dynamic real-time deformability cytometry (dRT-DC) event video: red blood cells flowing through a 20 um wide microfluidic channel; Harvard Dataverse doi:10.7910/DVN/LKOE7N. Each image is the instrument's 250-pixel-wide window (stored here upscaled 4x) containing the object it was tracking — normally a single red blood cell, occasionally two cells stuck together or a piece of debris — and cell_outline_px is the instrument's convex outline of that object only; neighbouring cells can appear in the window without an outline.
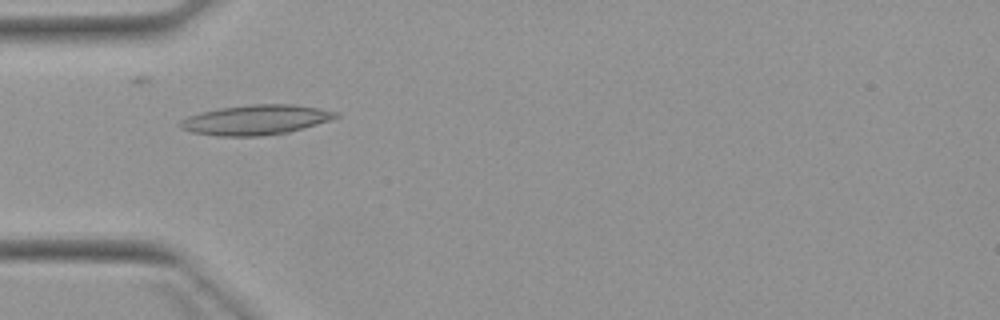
{"species": "Egyptian fruit bat (a non-hibernating species)", "species_latin": "Rousettus aegyptiacus", "temperature_condition": "warm", "stored_images_in_passage": 2, "camera_frame_rate_fps": 3000, "um_per_image_px": 0.085, "animal": {"sex": "female"}, "frame": {"image": 1, "passage_image": 2, "time_ms": 1.333, "image_size_px": [1000, 320], "cell_outline_px": [[340, 116], [316, 124], [288, 132], [260, 136], [216, 136], [192, 132], [180, 128], [176, 124], [180, 120], [188, 116], [200, 112], [220, 108], [252, 104], [292, 104], [320, 108], [340, 112]], "centroid_in_image_um": [21.71, 10.18], "position_along_channel_um": 63.3, "area_um2": 27.17}}